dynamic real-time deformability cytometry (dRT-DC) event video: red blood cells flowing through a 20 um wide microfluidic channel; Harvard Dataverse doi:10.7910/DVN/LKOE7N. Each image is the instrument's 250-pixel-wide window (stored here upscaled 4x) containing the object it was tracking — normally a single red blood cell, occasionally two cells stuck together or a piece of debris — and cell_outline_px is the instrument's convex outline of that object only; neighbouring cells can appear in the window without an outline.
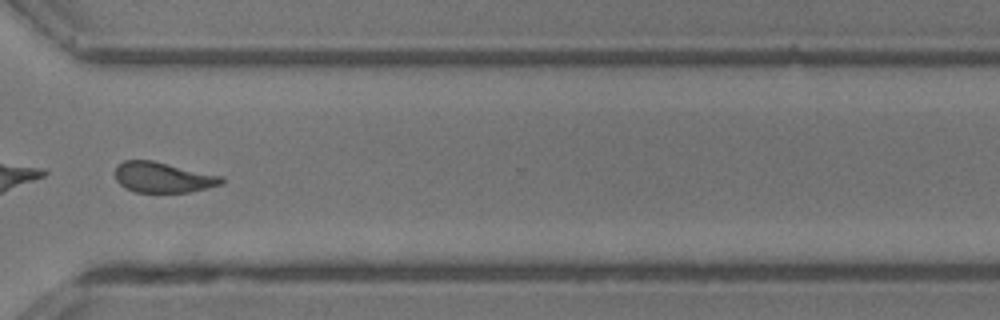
{"species": "common noctule bat (a hibernating species)", "species_latin": "Nyctalus noctula", "temperature_condition": "room temperature", "stored_images_in_passage": 42, "camera_frame_rate_fps": 3000, "um_per_image_px": 0.085, "animal": {"sex": "male", "body_mass_g": 13.3}, "frame": {"image": 1, "passage_image": 30, "time_ms": 9.667, "image_size_px": [1000, 320], "cell_outline_px": [[224, 184], [208, 188], [188, 192], [136, 192], [124, 188], [116, 180], [116, 164], [124, 160], [152, 160], [224, 176]], "centroid_in_image_um": [13.87, 15.07], "position_along_channel_um": 356.7, "area_um2": 19.07}}
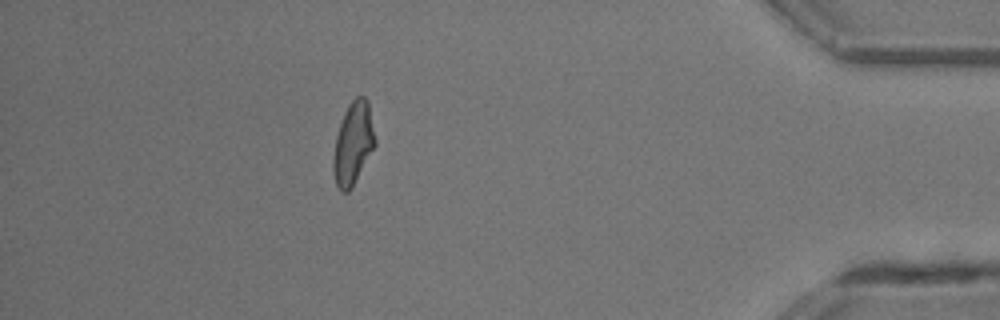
{"frame": {"image": 2, "passage_image": 42, "time_ms": 13.667, "image_size_px": [1000, 320], "cell_outline_px": [[376, 144], [352, 188], [348, 192], [340, 192], [336, 184], [332, 168], [332, 160], [336, 136], [344, 112], [348, 104], [356, 96], [364, 96], [368, 100], [376, 140]], "centroid_in_image_um": [30.01, 12.2], "position_along_channel_um": 405.2, "area_um2": 20.23}, "authors_computed_cell_mechanics": {"area_um2": 20.23, "velocity_mm_per_s": 4.9693, "shape_relaxation_time_tau1_ms": 2.8891, "shape_relaxation_time_tau2_ms": 1.2208, "deformation_change_tau1": 0.1321, "deformation_change_tau2": 0.1031}}